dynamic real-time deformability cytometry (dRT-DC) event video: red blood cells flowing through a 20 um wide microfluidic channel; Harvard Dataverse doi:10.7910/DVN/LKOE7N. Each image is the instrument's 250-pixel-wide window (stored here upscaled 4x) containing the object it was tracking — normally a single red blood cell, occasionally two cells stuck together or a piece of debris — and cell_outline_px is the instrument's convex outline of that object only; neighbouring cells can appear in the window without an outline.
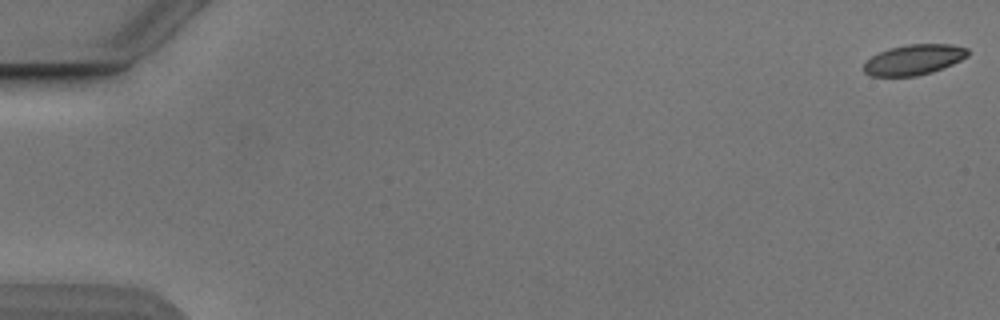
{"species": "Egyptian fruit bat (a non-hibernating species)", "species_latin": "Rousettus aegyptiacus", "temperature_condition": "cold", "stored_images_in_passage": 50, "camera_frame_rate_fps": 3000, "um_per_image_px": 0.085, "animal": {"sex": "male"}, "frame": {"image": 1, "passage_image": 1, "time_ms": 0.0, "image_size_px": [1000, 320], "cell_outline_px": [[968, 56], [952, 64], [932, 72], [916, 76], [872, 76], [864, 72], [864, 64], [872, 56], [888, 48], [908, 44], [952, 44], [968, 48]], "centroid_in_image_um": [77.69, 5.07], "position_along_channel_um": 7.3, "area_um2": 18.32}}
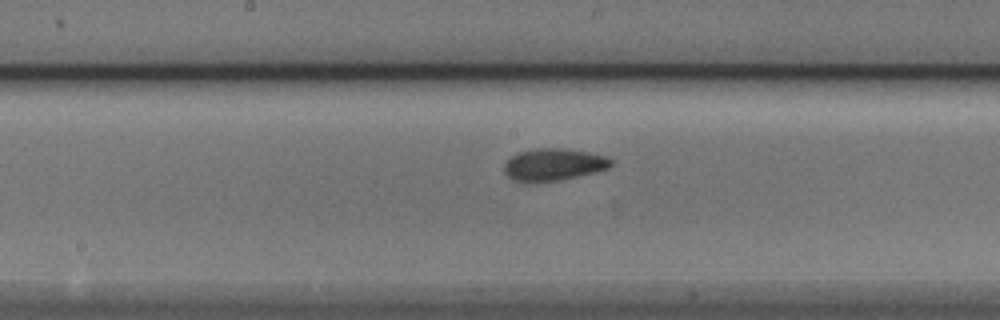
{"frame": {"image": 2, "passage_image": 29, "time_ms": 9.333, "image_size_px": [1000, 320], "cell_outline_px": [[612, 164], [608, 168], [596, 172], [560, 180], [532, 184], [524, 184], [512, 180], [504, 172], [504, 164], [516, 152], [536, 148], [560, 148], [588, 152], [608, 156], [612, 160]], "centroid_in_image_um": [47.01, 14.01], "position_along_channel_um": 201.2, "area_um2": 20.52}}
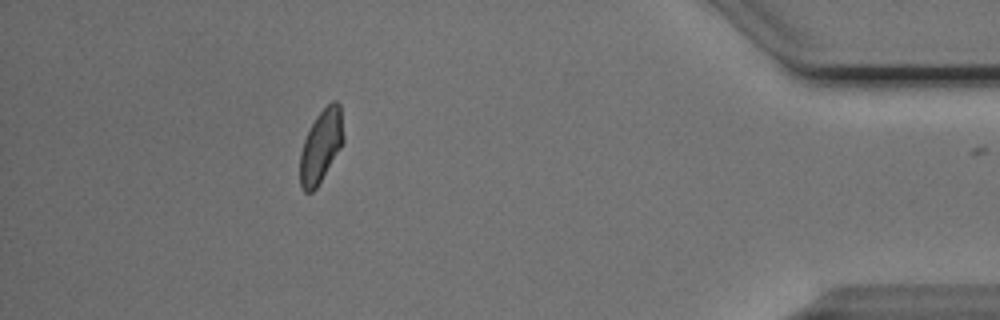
{"frame": {"image": 3, "passage_image": 49, "time_ms": 16.0, "image_size_px": [1000, 320], "cell_outline_px": [[344, 140], [340, 148], [316, 188], [312, 192], [304, 192], [300, 188], [300, 152], [304, 140], [316, 116], [332, 100], [336, 100], [340, 104], [344, 136]], "centroid_in_image_um": [27.28, 12.41], "position_along_channel_um": 407.9, "area_um2": 18.26}}